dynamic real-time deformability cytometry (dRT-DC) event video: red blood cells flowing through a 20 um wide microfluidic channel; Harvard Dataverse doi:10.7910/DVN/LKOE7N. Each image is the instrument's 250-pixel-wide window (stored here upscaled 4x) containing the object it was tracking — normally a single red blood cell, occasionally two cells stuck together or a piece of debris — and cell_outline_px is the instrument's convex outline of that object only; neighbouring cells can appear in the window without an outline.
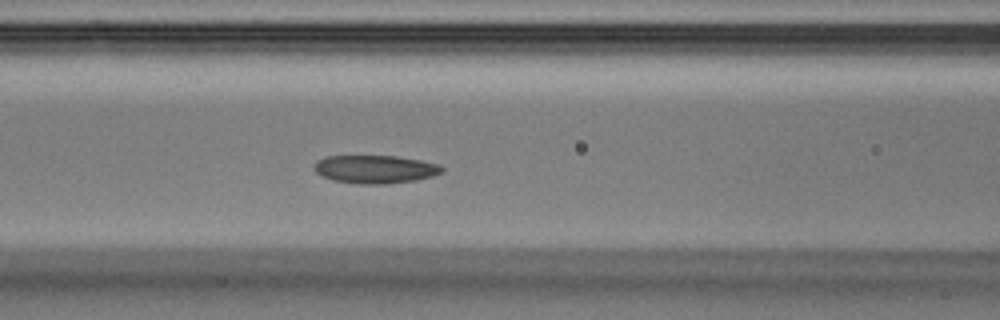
{"species": "Egyptian fruit bat (a non-hibernating species)", "species_latin": "Rousettus aegyptiacus", "temperature_condition": "warm", "stored_images_in_passage": 39, "camera_frame_rate_fps": 3000, "um_per_image_px": 0.085, "animal": {"sex": "male"}, "frame": {"image": 1, "passage_image": 16, "time_ms": 5.0, "image_size_px": [1000, 320], "cell_outline_px": [[444, 172], [432, 176], [416, 180], [384, 184], [360, 184], [332, 180], [316, 172], [316, 160], [328, 156], [396, 156], [420, 160], [440, 164], [444, 168]], "centroid_in_image_um": [31.94, 14.38], "position_along_channel_um": 134.7, "area_um2": 20.87}}
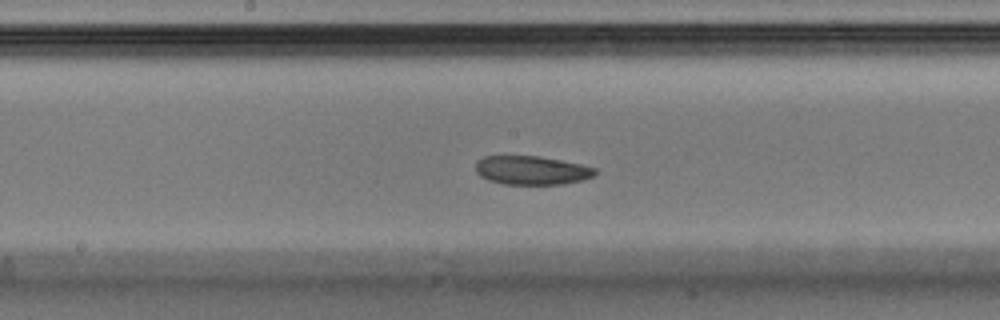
{"frame": {"image": 2, "passage_image": 20, "time_ms": 6.333, "image_size_px": [1000, 320], "cell_outline_px": [[596, 172], [592, 176], [584, 180], [564, 184], [504, 184], [488, 180], [480, 176], [476, 172], [476, 160], [484, 156], [540, 156], [580, 164], [596, 168]], "centroid_in_image_um": [45.17, 14.47], "position_along_channel_um": 203.0, "area_um2": 20.06}}
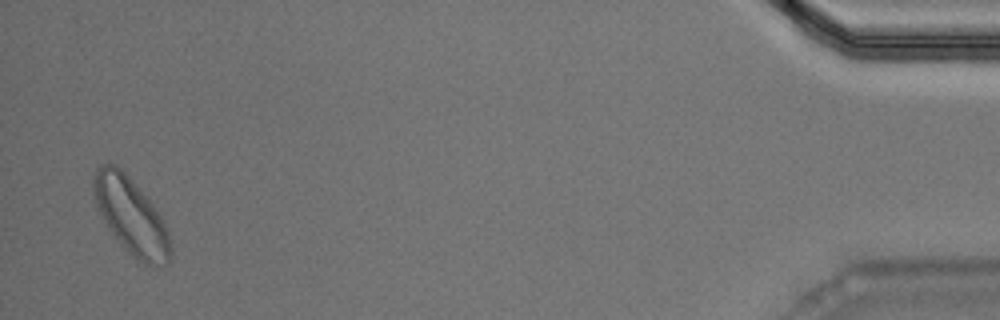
{"frame": {"image": 3, "passage_image": 38, "time_ms": 12.333, "image_size_px": [1000, 320], "cell_outline_px": [[172, 252], [168, 264], [152, 268], [144, 264], [132, 256], [120, 244], [96, 208], [92, 188], [92, 176], [96, 168], [100, 164], [116, 164], [128, 176], [156, 208], [168, 232], [172, 248]], "centroid_in_image_um": [11.13, 18.38], "position_along_channel_um": 424.1, "area_um2": 34.39}}